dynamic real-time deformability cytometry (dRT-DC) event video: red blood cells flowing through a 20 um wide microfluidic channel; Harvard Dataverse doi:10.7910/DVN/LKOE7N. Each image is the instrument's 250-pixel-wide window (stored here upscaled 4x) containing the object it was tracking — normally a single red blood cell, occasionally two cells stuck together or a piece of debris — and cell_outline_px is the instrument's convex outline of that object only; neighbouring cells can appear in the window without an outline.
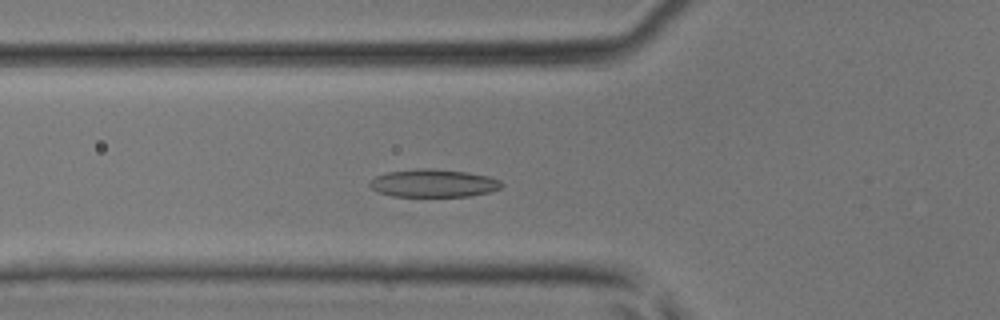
{"species": "common noctule bat (a hibernating species)", "species_latin": "Nyctalus noctula", "temperature_condition": "room temperature", "stored_images_in_passage": 42, "camera_frame_rate_fps": 3000, "um_per_image_px": 0.085, "animal": {"sex": "male", "body_mass_g": 17.9, "forearm_length_mm": 54.2}, "frame": {"image": 1, "passage_image": 14, "time_ms": 4.333, "image_size_px": [1000, 320], "cell_outline_px": [[504, 184], [500, 188], [488, 192], [468, 196], [392, 196], [380, 192], [372, 188], [368, 184], [376, 176], [388, 172], [416, 168], [428, 168], [468, 172], [488, 176], [500, 180]], "centroid_in_image_um": [36.86, 15.56], "position_along_channel_um": 88.9, "area_um2": 21.27}}
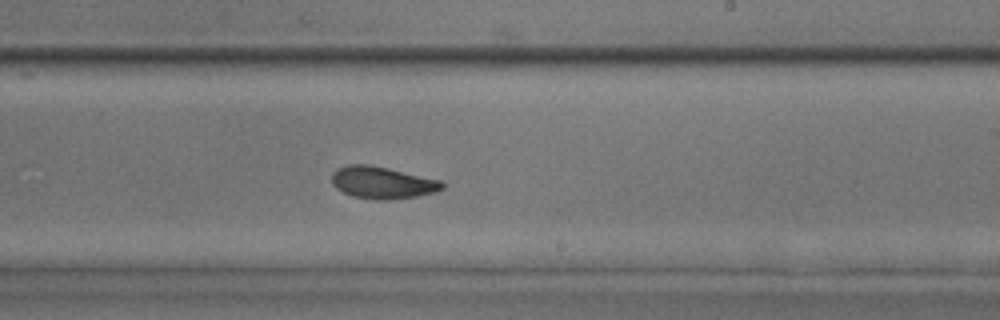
{"frame": {"image": 2, "passage_image": 25, "time_ms": 8.0, "image_size_px": [1000, 320], "cell_outline_px": [[444, 188], [436, 192], [416, 196], [392, 200], [376, 200], [352, 196], [336, 188], [332, 184], [332, 172], [336, 168], [348, 164], [368, 164], [388, 168], [440, 180], [444, 184]], "centroid_in_image_um": [32.48, 15.52], "position_along_channel_um": 256.5, "area_um2": 20.75}}
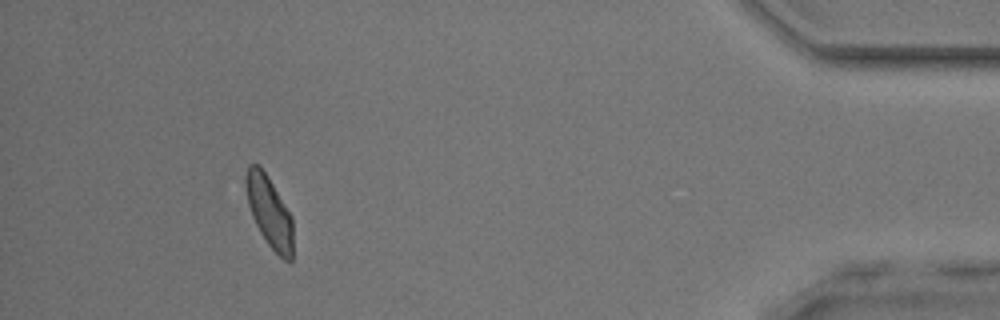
{"frame": {"image": 3, "passage_image": 39, "time_ms": 12.667, "image_size_px": [1000, 320], "cell_outline_px": [[292, 260], [284, 260], [268, 244], [260, 232], [252, 216], [248, 204], [244, 184], [244, 176], [248, 164], [256, 164], [264, 172], [272, 184], [292, 216]], "centroid_in_image_um": [22.86, 17.98], "position_along_channel_um": 412.3, "area_um2": 19.25}}